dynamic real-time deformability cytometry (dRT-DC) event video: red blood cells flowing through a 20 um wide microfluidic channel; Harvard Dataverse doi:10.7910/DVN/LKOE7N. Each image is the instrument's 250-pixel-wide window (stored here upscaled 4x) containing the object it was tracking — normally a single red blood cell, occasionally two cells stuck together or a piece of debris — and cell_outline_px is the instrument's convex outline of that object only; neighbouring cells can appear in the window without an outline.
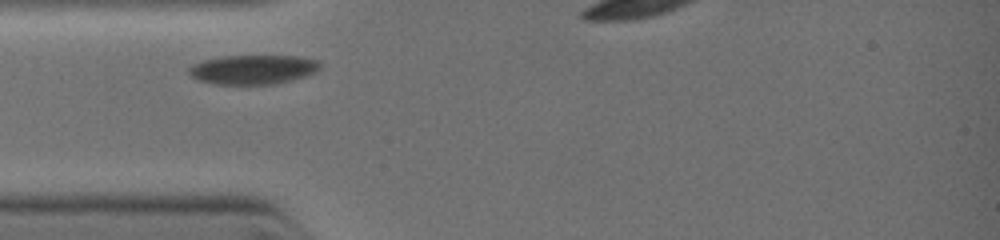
{"species": "common noctule bat (a hibernating species)", "species_latin": "Nyctalus noctula", "temperature_condition": "warm", "stored_images_in_passage": 10, "segment_of_instrument_passage": [1, 2], "camera_frame_rate_fps": 3000, "um_per_image_px": 0.085, "animal": {"sex": "female", "body_mass_g": 19.0, "forearm_length_mm": 51.5}, "frame": {"image": 1, "passage_image": 1, "time_ms": 0.0, "image_size_px": [1000, 240], "cell_outline_px": [[320, 68], [316, 72], [304, 76], [272, 84], [216, 84], [200, 80], [192, 76], [188, 72], [188, 68], [192, 64], [204, 60], [228, 56], [300, 56], [316, 60], [320, 64]], "centroid_in_image_um": [21.5, 5.9], "position_along_channel_um": 63.5, "area_um2": 22.08}}
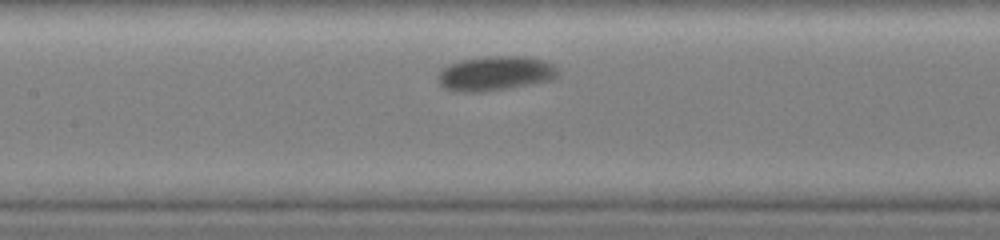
{"frame": {"image": 2, "passage_image": 7, "time_ms": 2.0, "image_size_px": [1000, 240], "cell_outline_px": [[560, 72], [556, 76], [548, 80], [484, 92], [464, 92], [448, 88], [440, 84], [436, 76], [440, 68], [448, 64], [460, 60], [484, 56], [524, 56], [544, 60], [560, 68]], "centroid_in_image_um": [42.07, 6.21], "position_along_channel_um": 165.3, "area_um2": 24.1}}
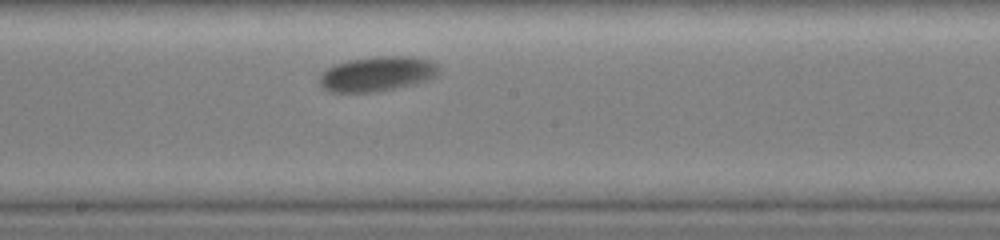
{"frame": {"image": 3, "passage_image": 9, "time_ms": 3.0, "image_size_px": [1000, 240], "cell_outline_px": [[440, 72], [436, 76], [424, 80], [392, 88], [372, 92], [332, 92], [324, 88], [320, 84], [320, 76], [328, 68], [336, 64], [348, 60], [376, 56], [412, 56], [432, 60], [440, 68]], "centroid_in_image_um": [32.07, 6.25], "position_along_channel_um": 216.1, "area_um2": 23.87}}